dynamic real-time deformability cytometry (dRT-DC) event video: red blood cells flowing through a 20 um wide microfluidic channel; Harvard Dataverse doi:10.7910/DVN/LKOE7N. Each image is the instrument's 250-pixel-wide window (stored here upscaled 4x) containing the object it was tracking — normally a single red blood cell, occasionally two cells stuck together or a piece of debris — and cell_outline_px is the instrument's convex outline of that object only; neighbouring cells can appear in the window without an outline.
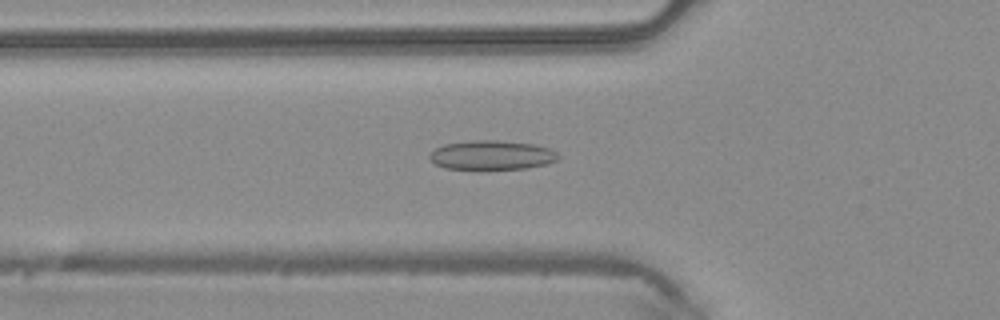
{"species": "common noctule bat (a hibernating species)", "species_latin": "Nyctalus noctula", "temperature_condition": "warm", "stored_images_in_passage": 42, "camera_frame_rate_fps": 3000, "um_per_image_px": 0.085, "animal": {"sex": "male", "body_mass_g": 20.4}, "frame": {"image": 1, "passage_image": 11, "time_ms": 3.333, "image_size_px": [1000, 320], "cell_outline_px": [[560, 156], [556, 160], [548, 164], [528, 168], [480, 172], [444, 168], [436, 164], [428, 156], [436, 148], [444, 144], [468, 140], [496, 140], [532, 144], [548, 148], [556, 152]], "centroid_in_image_um": [41.77, 13.23], "position_along_channel_um": 84.0, "area_um2": 22.83}}
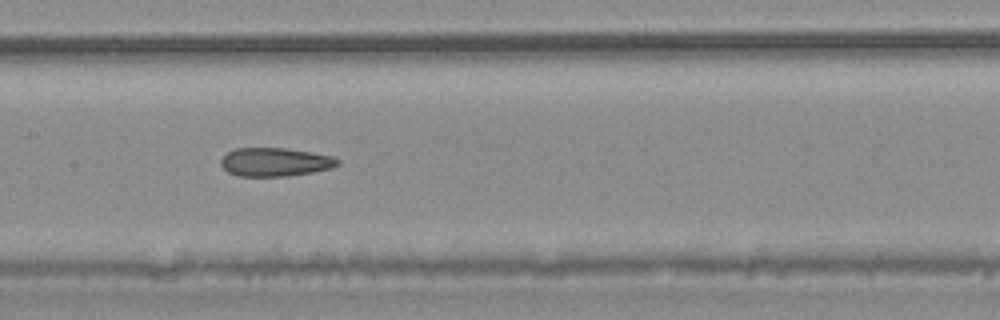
{"frame": {"image": 2, "passage_image": 18, "time_ms": 5.667, "image_size_px": [1000, 320], "cell_outline_px": [[340, 164], [332, 168], [312, 172], [288, 176], [240, 176], [228, 172], [220, 164], [220, 160], [228, 152], [236, 148], [284, 148], [312, 152], [332, 156], [340, 160]], "centroid_in_image_um": [23.4, 13.77], "position_along_channel_um": 184.0, "area_um2": 19.42}}
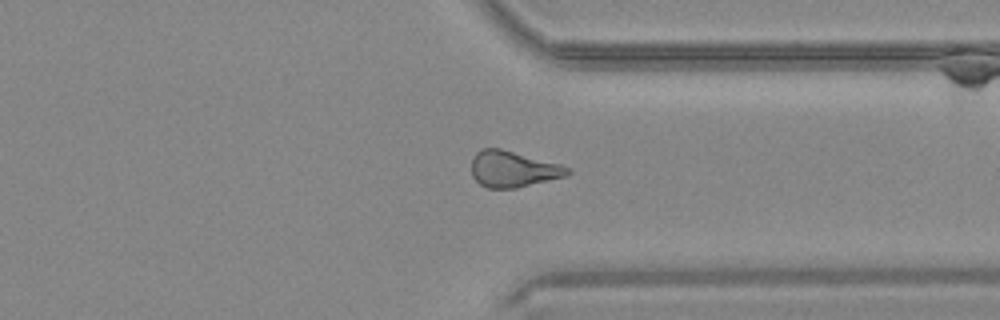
{"frame": {"image": 3, "passage_image": 31, "time_ms": 10.0, "image_size_px": [1000, 320], "cell_outline_px": [[572, 172], [564, 176], [516, 188], [488, 188], [480, 184], [472, 176], [472, 156], [476, 152], [484, 148], [500, 148], [560, 164], [572, 168]], "centroid_in_image_um": [43.59, 14.36], "position_along_channel_um": 367.8, "area_um2": 20.11}, "authors_computed_cell_mechanics": {"area_um2": 20.5479, "velocity_mm_per_s": 4.2455, "shape_relaxation_time_tau1_ms": null, "shape_relaxation_time_tau2_ms": 3.2859, "deformation_change_tau1": null, "deformation_change_tau2": 0.1194}}